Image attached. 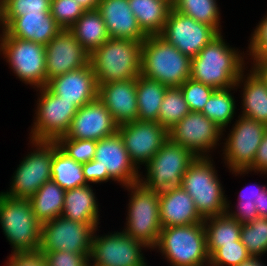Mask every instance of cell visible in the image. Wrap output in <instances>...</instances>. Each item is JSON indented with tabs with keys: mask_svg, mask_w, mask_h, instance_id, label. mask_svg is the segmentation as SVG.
<instances>
[{
	"mask_svg": "<svg viewBox=\"0 0 267 266\" xmlns=\"http://www.w3.org/2000/svg\"><path fill=\"white\" fill-rule=\"evenodd\" d=\"M235 91V86L215 89L201 111L222 130L229 127L235 120L234 118L238 117L236 116L239 114L237 110L240 109H237L239 103L235 100Z\"/></svg>",
	"mask_w": 267,
	"mask_h": 266,
	"instance_id": "obj_33",
	"label": "cell"
},
{
	"mask_svg": "<svg viewBox=\"0 0 267 266\" xmlns=\"http://www.w3.org/2000/svg\"><path fill=\"white\" fill-rule=\"evenodd\" d=\"M45 87L78 108L98 98L99 86L90 63L50 79Z\"/></svg>",
	"mask_w": 267,
	"mask_h": 266,
	"instance_id": "obj_21",
	"label": "cell"
},
{
	"mask_svg": "<svg viewBox=\"0 0 267 266\" xmlns=\"http://www.w3.org/2000/svg\"><path fill=\"white\" fill-rule=\"evenodd\" d=\"M42 223L30 200L14 199L0 191V227L12 253L38 252Z\"/></svg>",
	"mask_w": 267,
	"mask_h": 266,
	"instance_id": "obj_6",
	"label": "cell"
},
{
	"mask_svg": "<svg viewBox=\"0 0 267 266\" xmlns=\"http://www.w3.org/2000/svg\"><path fill=\"white\" fill-rule=\"evenodd\" d=\"M159 1H162L166 3L170 8H173L176 0H159Z\"/></svg>",
	"mask_w": 267,
	"mask_h": 266,
	"instance_id": "obj_53",
	"label": "cell"
},
{
	"mask_svg": "<svg viewBox=\"0 0 267 266\" xmlns=\"http://www.w3.org/2000/svg\"><path fill=\"white\" fill-rule=\"evenodd\" d=\"M51 0H0V17L50 13Z\"/></svg>",
	"mask_w": 267,
	"mask_h": 266,
	"instance_id": "obj_39",
	"label": "cell"
},
{
	"mask_svg": "<svg viewBox=\"0 0 267 266\" xmlns=\"http://www.w3.org/2000/svg\"><path fill=\"white\" fill-rule=\"evenodd\" d=\"M100 227L92 237L90 266H151L144 253L151 249L143 242L128 236L122 229L100 234Z\"/></svg>",
	"mask_w": 267,
	"mask_h": 266,
	"instance_id": "obj_12",
	"label": "cell"
},
{
	"mask_svg": "<svg viewBox=\"0 0 267 266\" xmlns=\"http://www.w3.org/2000/svg\"><path fill=\"white\" fill-rule=\"evenodd\" d=\"M261 259L263 260V258L251 257L248 261L242 262L238 266H267Z\"/></svg>",
	"mask_w": 267,
	"mask_h": 266,
	"instance_id": "obj_52",
	"label": "cell"
},
{
	"mask_svg": "<svg viewBox=\"0 0 267 266\" xmlns=\"http://www.w3.org/2000/svg\"><path fill=\"white\" fill-rule=\"evenodd\" d=\"M27 141L30 151L16 166L10 178V187L1 191L10 198L29 200L45 182L51 180L53 141Z\"/></svg>",
	"mask_w": 267,
	"mask_h": 266,
	"instance_id": "obj_9",
	"label": "cell"
},
{
	"mask_svg": "<svg viewBox=\"0 0 267 266\" xmlns=\"http://www.w3.org/2000/svg\"><path fill=\"white\" fill-rule=\"evenodd\" d=\"M255 206L259 217L267 218V186L260 191V196Z\"/></svg>",
	"mask_w": 267,
	"mask_h": 266,
	"instance_id": "obj_49",
	"label": "cell"
},
{
	"mask_svg": "<svg viewBox=\"0 0 267 266\" xmlns=\"http://www.w3.org/2000/svg\"><path fill=\"white\" fill-rule=\"evenodd\" d=\"M266 81L267 83V63L264 60L250 64Z\"/></svg>",
	"mask_w": 267,
	"mask_h": 266,
	"instance_id": "obj_50",
	"label": "cell"
},
{
	"mask_svg": "<svg viewBox=\"0 0 267 266\" xmlns=\"http://www.w3.org/2000/svg\"><path fill=\"white\" fill-rule=\"evenodd\" d=\"M51 180L64 190L88 185L83 174L82 164L76 162L64 152L56 141H53Z\"/></svg>",
	"mask_w": 267,
	"mask_h": 266,
	"instance_id": "obj_31",
	"label": "cell"
},
{
	"mask_svg": "<svg viewBox=\"0 0 267 266\" xmlns=\"http://www.w3.org/2000/svg\"><path fill=\"white\" fill-rule=\"evenodd\" d=\"M57 145L76 162L84 164L94 159L96 140L70 139L60 137Z\"/></svg>",
	"mask_w": 267,
	"mask_h": 266,
	"instance_id": "obj_43",
	"label": "cell"
},
{
	"mask_svg": "<svg viewBox=\"0 0 267 266\" xmlns=\"http://www.w3.org/2000/svg\"><path fill=\"white\" fill-rule=\"evenodd\" d=\"M267 11V10H266ZM247 40V60L249 65L263 60L267 56V12L253 28Z\"/></svg>",
	"mask_w": 267,
	"mask_h": 266,
	"instance_id": "obj_42",
	"label": "cell"
},
{
	"mask_svg": "<svg viewBox=\"0 0 267 266\" xmlns=\"http://www.w3.org/2000/svg\"><path fill=\"white\" fill-rule=\"evenodd\" d=\"M128 192L126 218L121 228L128 236L143 242L151 250L162 230L159 213V193L148 190L140 182L122 187Z\"/></svg>",
	"mask_w": 267,
	"mask_h": 266,
	"instance_id": "obj_7",
	"label": "cell"
},
{
	"mask_svg": "<svg viewBox=\"0 0 267 266\" xmlns=\"http://www.w3.org/2000/svg\"><path fill=\"white\" fill-rule=\"evenodd\" d=\"M217 3L218 0H176L173 9L222 33L224 21H221V8Z\"/></svg>",
	"mask_w": 267,
	"mask_h": 266,
	"instance_id": "obj_35",
	"label": "cell"
},
{
	"mask_svg": "<svg viewBox=\"0 0 267 266\" xmlns=\"http://www.w3.org/2000/svg\"><path fill=\"white\" fill-rule=\"evenodd\" d=\"M222 132L201 112L190 111L168 130V136L171 142L190 150L196 157H213L217 149L220 153Z\"/></svg>",
	"mask_w": 267,
	"mask_h": 266,
	"instance_id": "obj_15",
	"label": "cell"
},
{
	"mask_svg": "<svg viewBox=\"0 0 267 266\" xmlns=\"http://www.w3.org/2000/svg\"><path fill=\"white\" fill-rule=\"evenodd\" d=\"M254 172V173H253ZM234 177H244L247 174L261 175L267 177V128L264 137L257 149L252 166L248 170H234L230 171Z\"/></svg>",
	"mask_w": 267,
	"mask_h": 266,
	"instance_id": "obj_46",
	"label": "cell"
},
{
	"mask_svg": "<svg viewBox=\"0 0 267 266\" xmlns=\"http://www.w3.org/2000/svg\"><path fill=\"white\" fill-rule=\"evenodd\" d=\"M82 170L88 184L101 185L102 183L113 182L109 177L108 171H103L102 167L99 165V161L95 159L82 164Z\"/></svg>",
	"mask_w": 267,
	"mask_h": 266,
	"instance_id": "obj_48",
	"label": "cell"
},
{
	"mask_svg": "<svg viewBox=\"0 0 267 266\" xmlns=\"http://www.w3.org/2000/svg\"><path fill=\"white\" fill-rule=\"evenodd\" d=\"M218 34L212 26L171 8L160 36L192 59Z\"/></svg>",
	"mask_w": 267,
	"mask_h": 266,
	"instance_id": "obj_16",
	"label": "cell"
},
{
	"mask_svg": "<svg viewBox=\"0 0 267 266\" xmlns=\"http://www.w3.org/2000/svg\"><path fill=\"white\" fill-rule=\"evenodd\" d=\"M168 86L139 75L136 79L138 118L140 121H158L159 109Z\"/></svg>",
	"mask_w": 267,
	"mask_h": 266,
	"instance_id": "obj_29",
	"label": "cell"
},
{
	"mask_svg": "<svg viewBox=\"0 0 267 266\" xmlns=\"http://www.w3.org/2000/svg\"><path fill=\"white\" fill-rule=\"evenodd\" d=\"M6 259L4 266H47L43 254L39 251L9 253V256H7Z\"/></svg>",
	"mask_w": 267,
	"mask_h": 266,
	"instance_id": "obj_47",
	"label": "cell"
},
{
	"mask_svg": "<svg viewBox=\"0 0 267 266\" xmlns=\"http://www.w3.org/2000/svg\"><path fill=\"white\" fill-rule=\"evenodd\" d=\"M152 251L160 254L168 266H209L204 223L162 228Z\"/></svg>",
	"mask_w": 267,
	"mask_h": 266,
	"instance_id": "obj_2",
	"label": "cell"
},
{
	"mask_svg": "<svg viewBox=\"0 0 267 266\" xmlns=\"http://www.w3.org/2000/svg\"><path fill=\"white\" fill-rule=\"evenodd\" d=\"M224 34L219 33L191 59L192 80L215 89L236 85L242 72L249 66L247 52L230 46Z\"/></svg>",
	"mask_w": 267,
	"mask_h": 266,
	"instance_id": "obj_1",
	"label": "cell"
},
{
	"mask_svg": "<svg viewBox=\"0 0 267 266\" xmlns=\"http://www.w3.org/2000/svg\"><path fill=\"white\" fill-rule=\"evenodd\" d=\"M240 240L252 257L266 256L267 218L258 217L250 223L242 224Z\"/></svg>",
	"mask_w": 267,
	"mask_h": 266,
	"instance_id": "obj_38",
	"label": "cell"
},
{
	"mask_svg": "<svg viewBox=\"0 0 267 266\" xmlns=\"http://www.w3.org/2000/svg\"><path fill=\"white\" fill-rule=\"evenodd\" d=\"M263 60L267 63V56Z\"/></svg>",
	"mask_w": 267,
	"mask_h": 266,
	"instance_id": "obj_54",
	"label": "cell"
},
{
	"mask_svg": "<svg viewBox=\"0 0 267 266\" xmlns=\"http://www.w3.org/2000/svg\"><path fill=\"white\" fill-rule=\"evenodd\" d=\"M159 213L162 228L203 223L194 200L181 187L174 186L159 193Z\"/></svg>",
	"mask_w": 267,
	"mask_h": 266,
	"instance_id": "obj_25",
	"label": "cell"
},
{
	"mask_svg": "<svg viewBox=\"0 0 267 266\" xmlns=\"http://www.w3.org/2000/svg\"><path fill=\"white\" fill-rule=\"evenodd\" d=\"M184 100L187 102L190 111L201 112L214 92L215 88L203 83L187 79L181 86Z\"/></svg>",
	"mask_w": 267,
	"mask_h": 266,
	"instance_id": "obj_44",
	"label": "cell"
},
{
	"mask_svg": "<svg viewBox=\"0 0 267 266\" xmlns=\"http://www.w3.org/2000/svg\"><path fill=\"white\" fill-rule=\"evenodd\" d=\"M85 11L76 0H51L50 13L62 29H69Z\"/></svg>",
	"mask_w": 267,
	"mask_h": 266,
	"instance_id": "obj_41",
	"label": "cell"
},
{
	"mask_svg": "<svg viewBox=\"0 0 267 266\" xmlns=\"http://www.w3.org/2000/svg\"><path fill=\"white\" fill-rule=\"evenodd\" d=\"M64 198L65 190L53 180H49L29 200L34 215L43 223L62 216Z\"/></svg>",
	"mask_w": 267,
	"mask_h": 266,
	"instance_id": "obj_32",
	"label": "cell"
},
{
	"mask_svg": "<svg viewBox=\"0 0 267 266\" xmlns=\"http://www.w3.org/2000/svg\"><path fill=\"white\" fill-rule=\"evenodd\" d=\"M1 29L9 36L47 45L62 28L51 13L25 14L19 17H0Z\"/></svg>",
	"mask_w": 267,
	"mask_h": 266,
	"instance_id": "obj_22",
	"label": "cell"
},
{
	"mask_svg": "<svg viewBox=\"0 0 267 266\" xmlns=\"http://www.w3.org/2000/svg\"><path fill=\"white\" fill-rule=\"evenodd\" d=\"M0 56L15 78L26 86L37 89L46 86L45 45L9 36L0 31Z\"/></svg>",
	"mask_w": 267,
	"mask_h": 266,
	"instance_id": "obj_8",
	"label": "cell"
},
{
	"mask_svg": "<svg viewBox=\"0 0 267 266\" xmlns=\"http://www.w3.org/2000/svg\"><path fill=\"white\" fill-rule=\"evenodd\" d=\"M42 254L47 266H90L89 256L86 253H71L59 250Z\"/></svg>",
	"mask_w": 267,
	"mask_h": 266,
	"instance_id": "obj_45",
	"label": "cell"
},
{
	"mask_svg": "<svg viewBox=\"0 0 267 266\" xmlns=\"http://www.w3.org/2000/svg\"><path fill=\"white\" fill-rule=\"evenodd\" d=\"M260 184L250 182L239 192L237 191L239 195L235 204H232L231 200L227 199L226 213L240 224L250 223L259 217L255 204L260 196V191L267 186V184Z\"/></svg>",
	"mask_w": 267,
	"mask_h": 266,
	"instance_id": "obj_36",
	"label": "cell"
},
{
	"mask_svg": "<svg viewBox=\"0 0 267 266\" xmlns=\"http://www.w3.org/2000/svg\"><path fill=\"white\" fill-rule=\"evenodd\" d=\"M230 126L222 132V140L225 142L222 141L220 150L222 153H219L221 163H224L223 167L228 168V172L248 170L253 164L267 125L238 114Z\"/></svg>",
	"mask_w": 267,
	"mask_h": 266,
	"instance_id": "obj_10",
	"label": "cell"
},
{
	"mask_svg": "<svg viewBox=\"0 0 267 266\" xmlns=\"http://www.w3.org/2000/svg\"><path fill=\"white\" fill-rule=\"evenodd\" d=\"M138 25L147 35H160L167 21L170 7L159 0H128Z\"/></svg>",
	"mask_w": 267,
	"mask_h": 266,
	"instance_id": "obj_30",
	"label": "cell"
},
{
	"mask_svg": "<svg viewBox=\"0 0 267 266\" xmlns=\"http://www.w3.org/2000/svg\"><path fill=\"white\" fill-rule=\"evenodd\" d=\"M68 30L89 54L110 38L97 9L86 10Z\"/></svg>",
	"mask_w": 267,
	"mask_h": 266,
	"instance_id": "obj_28",
	"label": "cell"
},
{
	"mask_svg": "<svg viewBox=\"0 0 267 266\" xmlns=\"http://www.w3.org/2000/svg\"><path fill=\"white\" fill-rule=\"evenodd\" d=\"M235 88L236 92H241L239 114L267 125V83L265 79L249 65L236 81Z\"/></svg>",
	"mask_w": 267,
	"mask_h": 266,
	"instance_id": "obj_24",
	"label": "cell"
},
{
	"mask_svg": "<svg viewBox=\"0 0 267 266\" xmlns=\"http://www.w3.org/2000/svg\"><path fill=\"white\" fill-rule=\"evenodd\" d=\"M142 42L109 38L90 54L97 84L137 79L141 75Z\"/></svg>",
	"mask_w": 267,
	"mask_h": 266,
	"instance_id": "obj_3",
	"label": "cell"
},
{
	"mask_svg": "<svg viewBox=\"0 0 267 266\" xmlns=\"http://www.w3.org/2000/svg\"><path fill=\"white\" fill-rule=\"evenodd\" d=\"M99 205L92 184L65 190L62 217L77 222H100Z\"/></svg>",
	"mask_w": 267,
	"mask_h": 266,
	"instance_id": "obj_27",
	"label": "cell"
},
{
	"mask_svg": "<svg viewBox=\"0 0 267 266\" xmlns=\"http://www.w3.org/2000/svg\"><path fill=\"white\" fill-rule=\"evenodd\" d=\"M118 126L103 102L96 98L78 108L69 130L62 137L99 141L117 133Z\"/></svg>",
	"mask_w": 267,
	"mask_h": 266,
	"instance_id": "obj_20",
	"label": "cell"
},
{
	"mask_svg": "<svg viewBox=\"0 0 267 266\" xmlns=\"http://www.w3.org/2000/svg\"><path fill=\"white\" fill-rule=\"evenodd\" d=\"M85 10L97 9L100 0H76Z\"/></svg>",
	"mask_w": 267,
	"mask_h": 266,
	"instance_id": "obj_51",
	"label": "cell"
},
{
	"mask_svg": "<svg viewBox=\"0 0 267 266\" xmlns=\"http://www.w3.org/2000/svg\"><path fill=\"white\" fill-rule=\"evenodd\" d=\"M94 159L121 188L139 183L141 172L131 161L118 132L97 141Z\"/></svg>",
	"mask_w": 267,
	"mask_h": 266,
	"instance_id": "obj_18",
	"label": "cell"
},
{
	"mask_svg": "<svg viewBox=\"0 0 267 266\" xmlns=\"http://www.w3.org/2000/svg\"><path fill=\"white\" fill-rule=\"evenodd\" d=\"M141 75L168 87H180L191 76V59L160 35L142 41Z\"/></svg>",
	"mask_w": 267,
	"mask_h": 266,
	"instance_id": "obj_5",
	"label": "cell"
},
{
	"mask_svg": "<svg viewBox=\"0 0 267 266\" xmlns=\"http://www.w3.org/2000/svg\"><path fill=\"white\" fill-rule=\"evenodd\" d=\"M45 52L47 81L89 64L90 54L68 29H62L45 45Z\"/></svg>",
	"mask_w": 267,
	"mask_h": 266,
	"instance_id": "obj_19",
	"label": "cell"
},
{
	"mask_svg": "<svg viewBox=\"0 0 267 266\" xmlns=\"http://www.w3.org/2000/svg\"><path fill=\"white\" fill-rule=\"evenodd\" d=\"M196 158L190 150L168 140L140 171L139 182L158 193L180 186L184 173Z\"/></svg>",
	"mask_w": 267,
	"mask_h": 266,
	"instance_id": "obj_13",
	"label": "cell"
},
{
	"mask_svg": "<svg viewBox=\"0 0 267 266\" xmlns=\"http://www.w3.org/2000/svg\"><path fill=\"white\" fill-rule=\"evenodd\" d=\"M98 98L118 125L138 118L136 79L99 84Z\"/></svg>",
	"mask_w": 267,
	"mask_h": 266,
	"instance_id": "obj_23",
	"label": "cell"
},
{
	"mask_svg": "<svg viewBox=\"0 0 267 266\" xmlns=\"http://www.w3.org/2000/svg\"><path fill=\"white\" fill-rule=\"evenodd\" d=\"M35 91L37 100L34 103L33 122L28 128L27 139L57 141L69 130L78 107L73 102L62 100L45 86L34 89Z\"/></svg>",
	"mask_w": 267,
	"mask_h": 266,
	"instance_id": "obj_11",
	"label": "cell"
},
{
	"mask_svg": "<svg viewBox=\"0 0 267 266\" xmlns=\"http://www.w3.org/2000/svg\"><path fill=\"white\" fill-rule=\"evenodd\" d=\"M203 223L206 230L209 256L223 244L240 240L242 224L227 213L205 218Z\"/></svg>",
	"mask_w": 267,
	"mask_h": 266,
	"instance_id": "obj_34",
	"label": "cell"
},
{
	"mask_svg": "<svg viewBox=\"0 0 267 266\" xmlns=\"http://www.w3.org/2000/svg\"><path fill=\"white\" fill-rule=\"evenodd\" d=\"M190 112L180 87H168L159 109L158 123L170 130Z\"/></svg>",
	"mask_w": 267,
	"mask_h": 266,
	"instance_id": "obj_37",
	"label": "cell"
},
{
	"mask_svg": "<svg viewBox=\"0 0 267 266\" xmlns=\"http://www.w3.org/2000/svg\"><path fill=\"white\" fill-rule=\"evenodd\" d=\"M251 257L241 240H238L219 247L210 256L209 266H238Z\"/></svg>",
	"mask_w": 267,
	"mask_h": 266,
	"instance_id": "obj_40",
	"label": "cell"
},
{
	"mask_svg": "<svg viewBox=\"0 0 267 266\" xmlns=\"http://www.w3.org/2000/svg\"><path fill=\"white\" fill-rule=\"evenodd\" d=\"M134 165L141 170L169 140L168 130L158 122L132 121L117 131Z\"/></svg>",
	"mask_w": 267,
	"mask_h": 266,
	"instance_id": "obj_17",
	"label": "cell"
},
{
	"mask_svg": "<svg viewBox=\"0 0 267 266\" xmlns=\"http://www.w3.org/2000/svg\"><path fill=\"white\" fill-rule=\"evenodd\" d=\"M213 157H197L181 179V187L192 197L205 219L226 213L227 197Z\"/></svg>",
	"mask_w": 267,
	"mask_h": 266,
	"instance_id": "obj_4",
	"label": "cell"
},
{
	"mask_svg": "<svg viewBox=\"0 0 267 266\" xmlns=\"http://www.w3.org/2000/svg\"><path fill=\"white\" fill-rule=\"evenodd\" d=\"M100 222H77L59 216L43 222L39 252L86 253L90 257L92 237Z\"/></svg>",
	"mask_w": 267,
	"mask_h": 266,
	"instance_id": "obj_14",
	"label": "cell"
},
{
	"mask_svg": "<svg viewBox=\"0 0 267 266\" xmlns=\"http://www.w3.org/2000/svg\"><path fill=\"white\" fill-rule=\"evenodd\" d=\"M97 10L105 22L110 38L142 42L147 37L138 25L128 0H100Z\"/></svg>",
	"mask_w": 267,
	"mask_h": 266,
	"instance_id": "obj_26",
	"label": "cell"
}]
</instances>
